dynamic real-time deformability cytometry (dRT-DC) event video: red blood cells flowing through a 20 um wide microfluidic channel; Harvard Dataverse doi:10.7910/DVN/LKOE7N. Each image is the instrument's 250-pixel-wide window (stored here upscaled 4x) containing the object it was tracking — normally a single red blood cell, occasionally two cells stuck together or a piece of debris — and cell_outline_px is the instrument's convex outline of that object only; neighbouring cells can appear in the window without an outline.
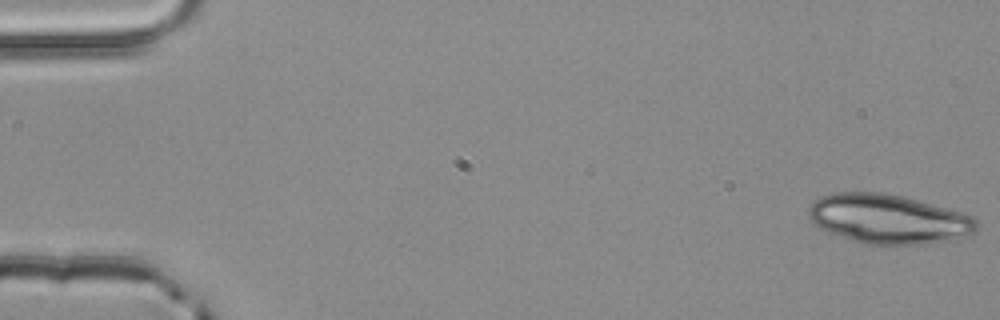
{"species": "common noctule bat (a hibernating species)", "species_latin": "Nyctalus noctula", "temperature_condition": "room temperature", "stored_images_in_passage": 4, "camera_frame_rate_fps": 3000, "um_per_image_px": 0.085, "animal": {"sex": "male", "body_mass_g": 20.4}, "frame": {"image": 1, "passage_image": 1, "time_ms": 0.0, "image_size_px": [1000, 320], "cell_outline_px": [[976, 232], [972, 236], [952, 240], [920, 244], [860, 244], [828, 232], [812, 224], [808, 216], [808, 208], [820, 196], [836, 192], [884, 192], [904, 196], [960, 212], [972, 216], [976, 220]], "centroid_in_image_um": [75.49, 18.62], "position_along_channel_um": 9.5, "area_um2": 48.67}}